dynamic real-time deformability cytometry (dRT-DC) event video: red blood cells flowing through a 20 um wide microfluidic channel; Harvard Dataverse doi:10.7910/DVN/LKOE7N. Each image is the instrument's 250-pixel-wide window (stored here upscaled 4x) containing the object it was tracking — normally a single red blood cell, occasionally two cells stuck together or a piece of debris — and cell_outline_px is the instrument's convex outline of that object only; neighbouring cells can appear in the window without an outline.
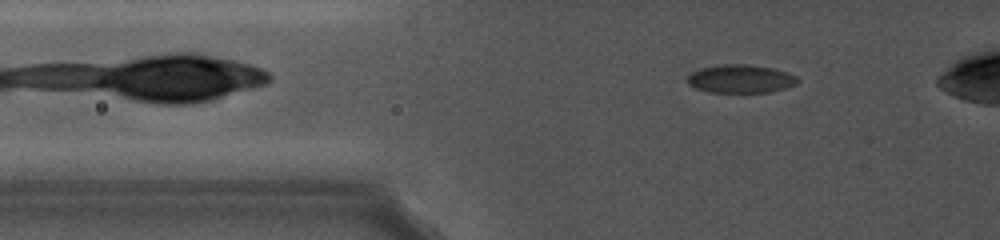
{"species": "common noctule bat (a hibernating species)", "species_latin": "Nyctalus noctula", "temperature_condition": "cold", "stored_images_in_passage": 31, "camera_frame_rate_fps": 5000, "um_per_image_px": 0.085, "animal": {"sex": "female", "body_mass_g": 19.0, "forearm_length_mm": 56.7}, "frame": {"image": 1, "passage_image": 10, "time_ms": 3.0, "image_size_px": [1000, 240], "cell_outline_px": [[800, 80], [796, 84], [784, 88], [768, 92], [712, 92], [696, 88], [688, 84], [688, 76], [692, 72], [700, 68], [724, 64], [748, 64], [772, 68], [788, 72], [796, 76]], "centroid_in_image_um": [62.97, 6.69], "position_along_channel_um": 62.8, "area_um2": 18.03}}